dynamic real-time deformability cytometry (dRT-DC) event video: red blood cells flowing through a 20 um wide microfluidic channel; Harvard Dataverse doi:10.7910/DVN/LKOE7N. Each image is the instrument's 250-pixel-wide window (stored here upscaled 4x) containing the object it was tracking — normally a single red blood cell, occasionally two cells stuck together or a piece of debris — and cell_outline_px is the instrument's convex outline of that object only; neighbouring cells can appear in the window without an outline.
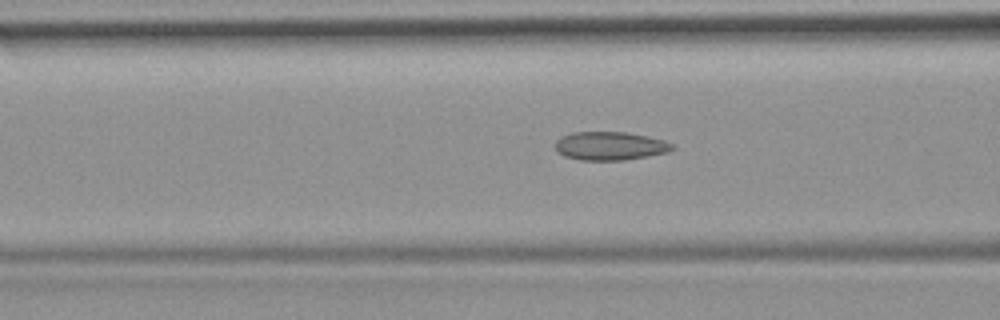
{"species": "common noctule bat (a hibernating species)", "species_latin": "Nyctalus noctula", "temperature_condition": "room temperature", "stored_images_in_passage": 52, "camera_frame_rate_fps": 3000, "um_per_image_px": 0.085, "animal": {"sex": "female", "body_mass_g": 19.9}, "frame": {"image": 1, "passage_image": 20, "time_ms": 6.333, "image_size_px": [1000, 320], "cell_outline_px": [[676, 148], [668, 152], [648, 156], [624, 160], [580, 160], [564, 156], [556, 152], [556, 140], [560, 136], [572, 132], [628, 132], [664, 140], [672, 144]], "centroid_in_image_um": [51.84, 12.4], "position_along_channel_um": 114.8, "area_um2": 19.54}}
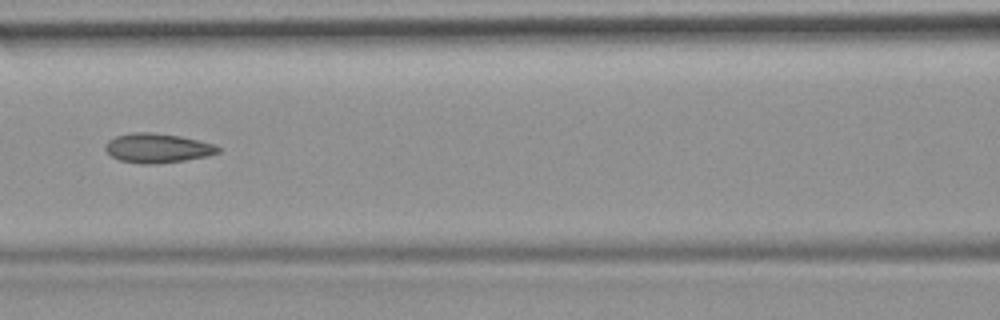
{"frame": {"image": 2, "passage_image": 23, "time_ms": 7.333, "image_size_px": [1000, 320], "cell_outline_px": [[220, 152], [208, 156], [184, 160], [156, 164], [140, 164], [120, 160], [112, 156], [104, 148], [104, 144], [108, 140], [116, 136], [132, 132], [152, 132], [180, 136], [216, 144], [220, 148]], "centroid_in_image_um": [13.39, 12.58], "position_along_channel_um": 153.2, "area_um2": 19.42}}
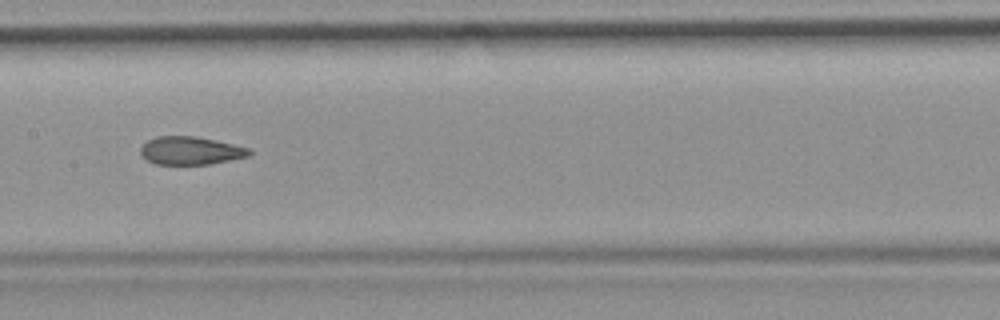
{"frame": {"image": 3, "passage_image": 26, "time_ms": 8.333, "image_size_px": [1000, 320], "cell_outline_px": [[252, 152], [248, 156], [208, 164], [156, 164], [148, 160], [140, 152], [140, 148], [148, 140], [156, 136], [196, 136], [216, 140], [252, 148]], "centroid_in_image_um": [16.23, 12.79], "position_along_channel_um": 191.2, "area_um2": 17.69}, "authors_computed_cell_mechanics": {"area_um2": 19.3341, "velocity_mm_per_s": 3.8196, "shape_relaxation_time_tau1_ms": null, "shape_relaxation_time_tau2_ms": 2.3579, "deformation_change_tau1": null, "deformation_change_tau2": 0.0803}}